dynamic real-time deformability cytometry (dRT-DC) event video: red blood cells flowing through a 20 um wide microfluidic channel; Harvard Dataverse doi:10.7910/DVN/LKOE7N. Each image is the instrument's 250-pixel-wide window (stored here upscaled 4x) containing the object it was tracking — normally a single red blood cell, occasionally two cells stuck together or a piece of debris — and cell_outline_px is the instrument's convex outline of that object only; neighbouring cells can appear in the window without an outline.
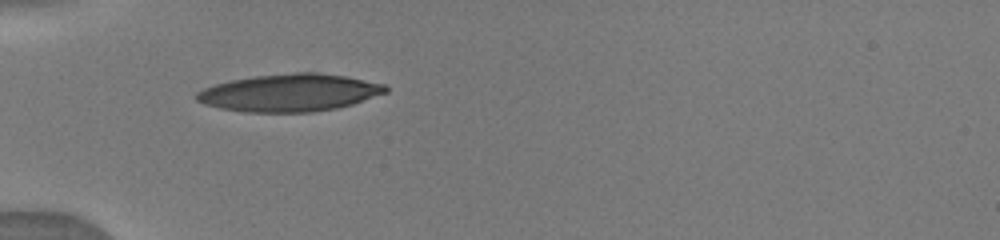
{"species": "human", "species_latin": "Homo sapiens", "temperature_condition": "warm", "stored_images_in_passage": 10, "camera_frame_rate_fps": 3000, "um_per_image_px": 0.085, "donor": {"sex": "male"}, "frame": {"image": 1, "passage_image": 1, "time_ms": 0.0, "image_size_px": [1000, 240], "cell_outline_px": [[388, 92], [352, 104], [336, 108], [312, 112], [244, 112], [220, 108], [204, 104], [196, 100], [192, 96], [196, 92], [204, 88], [216, 84], [232, 80], [256, 76], [296, 72], [316, 72], [344, 76], [388, 84]], "centroid_in_image_um": [24.62, 7.88], "position_along_channel_um": 60.4, "area_um2": 41.33}}
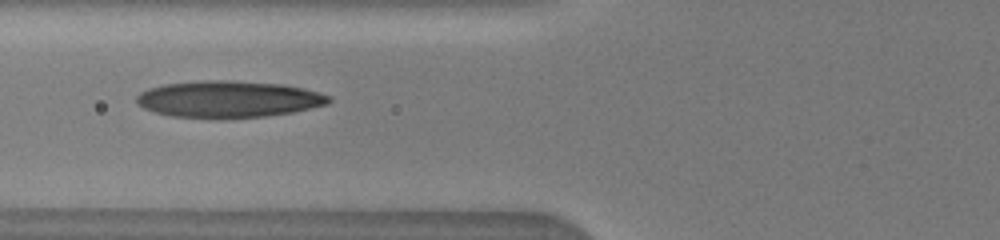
{"frame": {"image": 2, "passage_image": 4, "time_ms": 1.333, "image_size_px": [1000, 240], "cell_outline_px": [[332, 100], [328, 104], [292, 112], [264, 116], [172, 116], [152, 112], [136, 104], [136, 96], [140, 92], [148, 88], [164, 84], [200, 80], [232, 80], [284, 84], [320, 92], [332, 96]], "centroid_in_image_um": [19.42, 8.39], "position_along_channel_um": 106.4, "area_um2": 40.63}}
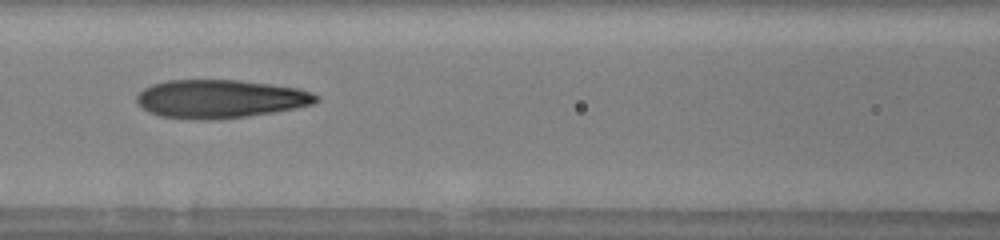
{"frame": {"image": 3, "passage_image": 6, "time_ms": 2.333, "image_size_px": [1000, 240], "cell_outline_px": [[320, 100], [312, 104], [296, 108], [248, 116], [220, 120], [200, 120], [160, 116], [148, 112], [136, 100], [136, 96], [144, 88], [152, 84], [168, 80], [240, 80], [300, 88], [312, 92], [320, 96]], "centroid_in_image_um": [18.75, 8.41], "position_along_channel_um": 147.9, "area_um2": 40.34}}